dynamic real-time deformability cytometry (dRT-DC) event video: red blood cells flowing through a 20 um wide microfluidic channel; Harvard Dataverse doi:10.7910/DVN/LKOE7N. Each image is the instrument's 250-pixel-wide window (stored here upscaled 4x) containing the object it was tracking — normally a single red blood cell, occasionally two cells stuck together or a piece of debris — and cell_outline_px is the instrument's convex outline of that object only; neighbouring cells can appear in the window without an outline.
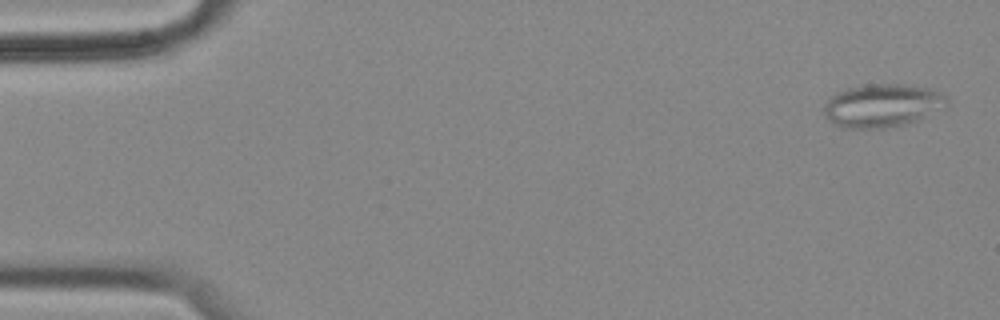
{"species": "common noctule bat (a hibernating species)", "species_latin": "Nyctalus noctula", "temperature_condition": "cold", "stored_images_in_passage": 56, "camera_frame_rate_fps": 3000, "um_per_image_px": 0.085, "animal": {"sex": "female", "body_mass_g": 18.4}, "frame": {"image": 1, "passage_image": 2, "time_ms": 0.333, "image_size_px": [1000, 320], "cell_outline_px": [[948, 104], [916, 120], [892, 128], [840, 128], [832, 124], [824, 116], [824, 108], [828, 100], [836, 92], [848, 88], [864, 84], [904, 84], [936, 88], [948, 100]], "centroid_in_image_um": [74.96, 8.96], "position_along_channel_um": 10.0, "area_um2": 31.1}}
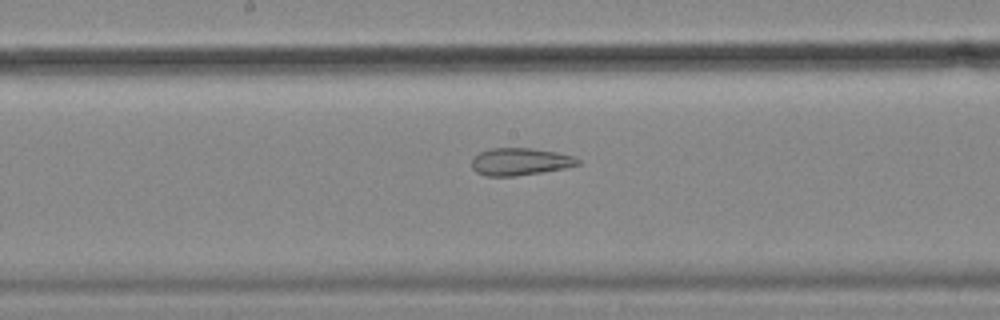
{"frame": {"image": 2, "passage_image": 29, "time_ms": 9.333, "image_size_px": [1000, 320], "cell_outline_px": [[580, 164], [564, 168], [516, 176], [488, 176], [476, 172], [472, 168], [472, 160], [480, 152], [492, 148], [532, 148], [556, 152], [576, 156], [580, 160]], "centroid_in_image_um": [44.23, 13.73], "position_along_channel_um": 204.0, "area_um2": 16.82}}
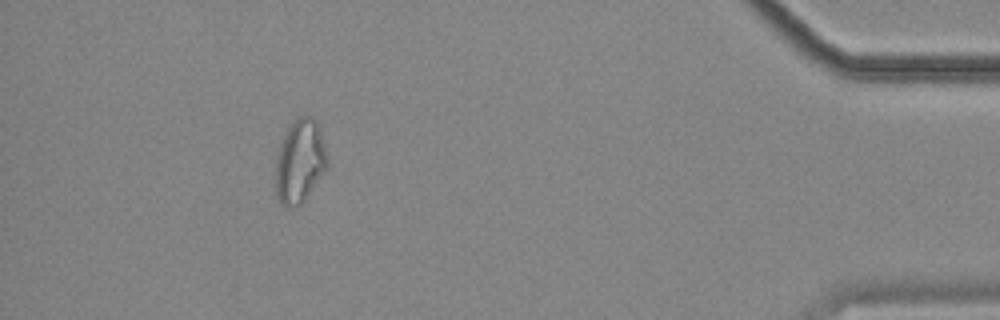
{"frame": {"image": 3, "passage_image": 51, "time_ms": 16.667, "image_size_px": [1000, 320], "cell_outline_px": [[328, 168], [304, 200], [300, 204], [288, 208], [284, 208], [280, 204], [276, 196], [276, 156], [280, 144], [288, 128], [300, 116], [312, 116], [316, 120], [320, 128], [328, 160]], "centroid_in_image_um": [25.49, 13.74], "position_along_channel_um": 409.7, "area_um2": 25.2}, "authors_computed_cell_mechanics": {"area_um2": 23.987, "velocity_mm_per_s": 3.5627, "shape_relaxation_time_tau1_ms": null, "shape_relaxation_time_tau2_ms": 2.2659, "deformation_change_tau1": null, "deformation_change_tau2": 0.0956}}